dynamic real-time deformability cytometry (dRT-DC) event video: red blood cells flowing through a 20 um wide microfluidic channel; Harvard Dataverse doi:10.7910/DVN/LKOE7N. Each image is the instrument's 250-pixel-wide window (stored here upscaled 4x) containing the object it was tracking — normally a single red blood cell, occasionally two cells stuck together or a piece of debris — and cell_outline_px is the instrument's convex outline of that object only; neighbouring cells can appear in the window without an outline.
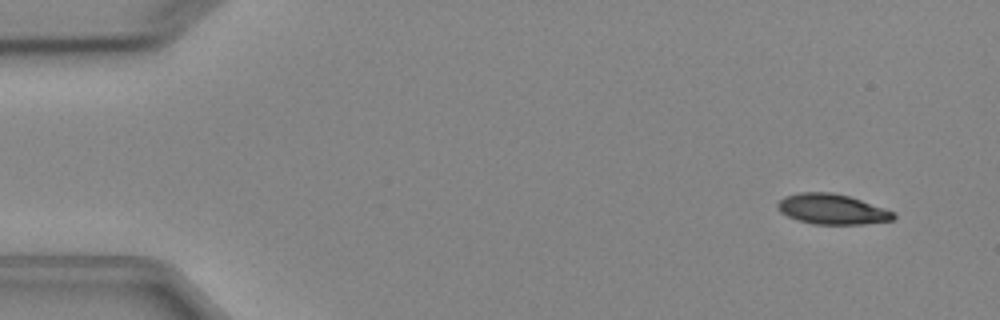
{"species": "Egyptian fruit bat (a non-hibernating species)", "species_latin": "Rousettus aegyptiacus", "temperature_condition": "cold", "stored_images_in_passage": 5, "camera_frame_rate_fps": 3000, "um_per_image_px": 0.085, "animal": {"sex": "female"}, "frame": {"image": 1, "passage_image": 1, "time_ms": 0.0, "image_size_px": [1000, 320], "cell_outline_px": [[896, 216], [892, 220], [860, 224], [812, 224], [788, 216], [780, 212], [776, 208], [776, 204], [784, 196], [800, 192], [832, 192], [848, 196], [896, 212]], "centroid_in_image_um": [70.7, 17.77], "position_along_channel_um": 14.3, "area_um2": 20.35}}